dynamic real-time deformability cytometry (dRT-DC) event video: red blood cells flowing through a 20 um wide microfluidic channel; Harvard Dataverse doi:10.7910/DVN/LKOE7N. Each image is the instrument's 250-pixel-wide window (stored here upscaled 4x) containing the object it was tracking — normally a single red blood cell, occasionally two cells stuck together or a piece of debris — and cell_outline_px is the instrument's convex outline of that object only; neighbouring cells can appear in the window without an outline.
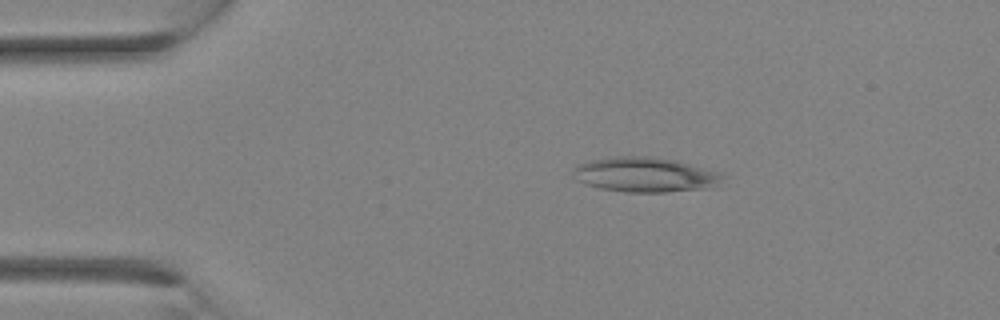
{"species": "Egyptian fruit bat (a non-hibernating species)", "species_latin": "Rousettus aegyptiacus", "temperature_condition": "room temperature", "stored_images_in_passage": 3, "camera_frame_rate_fps": 3000, "um_per_image_px": 0.085, "animal": {"sex": "female"}, "frame": {"image": 1, "passage_image": 2, "time_ms": 1.333, "image_size_px": [1000, 320], "cell_outline_px": [[728, 176], [712, 188], [664, 192], [624, 192], [600, 188], [584, 184], [576, 180], [572, 168], [580, 164], [592, 160], [616, 156], [648, 156], [676, 160], [720, 172]], "centroid_in_image_um": [54.87, 14.85], "position_along_channel_um": 30.1, "area_um2": 30.52}}